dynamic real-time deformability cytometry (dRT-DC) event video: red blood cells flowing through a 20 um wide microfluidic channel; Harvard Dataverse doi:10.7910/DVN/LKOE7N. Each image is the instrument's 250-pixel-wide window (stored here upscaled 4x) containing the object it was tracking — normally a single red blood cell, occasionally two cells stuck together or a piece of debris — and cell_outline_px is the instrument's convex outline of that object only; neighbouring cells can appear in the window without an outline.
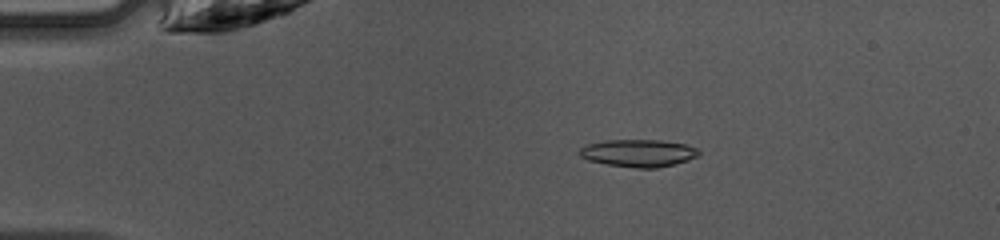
{"species": "common noctule bat (a hibernating species)", "species_latin": "Nyctalus noctula", "temperature_condition": "warm", "stored_images_in_passage": 38, "camera_frame_rate_fps": 3000, "um_per_image_px": 0.085, "animal": {"sex": "female", "body_mass_g": 10.0, "forearm_length_mm": 53.1}, "frame": {"image": 1, "passage_image": 1, "time_ms": 0.0, "image_size_px": [1000, 240], "cell_outline_px": [[700, 152], [696, 156], [688, 160], [676, 164], [656, 168], [636, 168], [608, 164], [588, 160], [580, 156], [580, 148], [588, 144], [604, 140], [660, 140], [688, 144], [696, 148]], "centroid_in_image_um": [54.29, 13.01], "position_along_channel_um": 30.7, "area_um2": 19.02}}
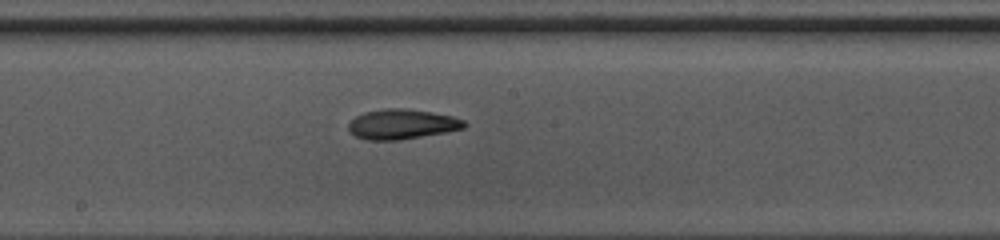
{"frame": {"image": 2, "passage_image": 17, "time_ms": 5.333, "image_size_px": [1000, 240], "cell_outline_px": [[468, 124], [464, 128], [444, 132], [400, 140], [368, 140], [356, 136], [348, 132], [348, 124], [356, 116], [364, 112], [384, 108], [408, 108], [432, 112], [452, 116], [464, 120]], "centroid_in_image_um": [34.15, 10.55], "position_along_channel_um": 214.1, "area_um2": 20.29}}
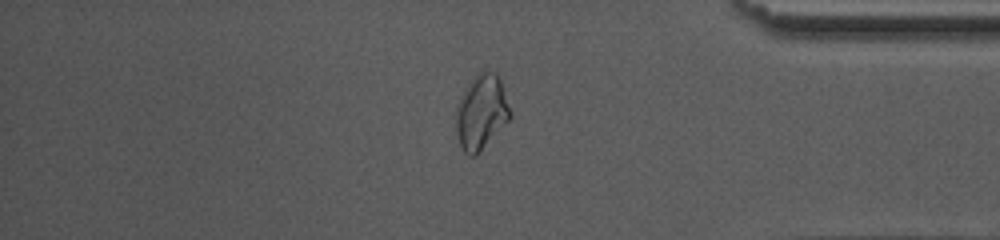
{"frame": {"image": 3, "passage_image": 31, "time_ms": 10.0, "image_size_px": [1000, 240], "cell_outline_px": [[512, 116], [472, 156], [468, 156], [464, 152], [460, 144], [456, 128], [456, 104], [460, 96], [472, 80], [484, 68], [496, 72], [500, 76], [512, 112]], "centroid_in_image_um": [40.92, 9.43], "position_along_channel_um": 394.3, "area_um2": 23.18}, "authors_computed_cell_mechanics": {"area_um2": 20.2011, "velocity_mm_per_s": 4.2797, "shape_relaxation_time_tau1_ms": 8.7803, "shape_relaxation_time_tau2_ms": 3.5039, "deformation_change_tau1": 0.2404, "deformation_change_tau2": 0.1132}}